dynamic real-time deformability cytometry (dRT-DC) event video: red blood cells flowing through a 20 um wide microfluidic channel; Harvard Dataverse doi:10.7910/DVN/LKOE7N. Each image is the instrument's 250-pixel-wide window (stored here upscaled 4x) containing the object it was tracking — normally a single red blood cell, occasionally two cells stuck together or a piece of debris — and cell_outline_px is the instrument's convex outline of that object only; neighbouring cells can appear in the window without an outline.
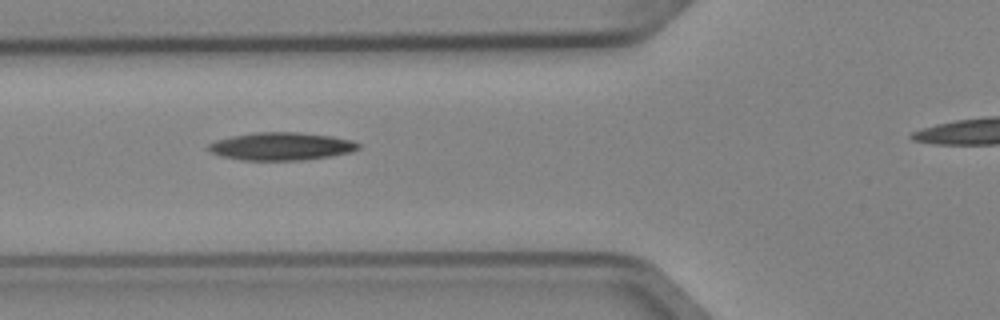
{"species": "Egyptian fruit bat (a non-hibernating species)", "species_latin": "Rousettus aegyptiacus", "temperature_condition": "cold", "stored_images_in_passage": 7, "camera_frame_rate_fps": 3000, "um_per_image_px": 0.085, "animal": {"sex": "female"}, "frame": {"image": 1, "passage_image": 4, "time_ms": 1.0, "image_size_px": [1000, 320], "cell_outline_px": [[360, 148], [348, 152], [332, 156], [304, 160], [240, 160], [220, 156], [212, 152], [208, 148], [208, 144], [216, 140], [232, 136], [256, 132], [300, 132], [332, 136], [352, 140], [360, 144]], "centroid_in_image_um": [23.91, 12.43], "position_along_channel_um": 101.9, "area_um2": 24.33}}
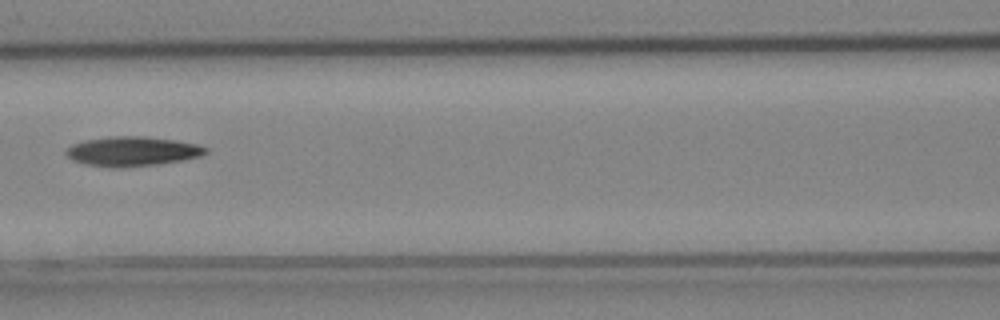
{"frame": {"image": 2, "passage_image": 5, "time_ms": 1.333, "image_size_px": [1000, 320], "cell_outline_px": [[208, 152], [200, 156], [180, 160], [156, 164], [124, 168], [108, 168], [84, 164], [72, 160], [64, 152], [72, 144], [84, 140], [112, 136], [144, 136], [176, 140], [196, 144], [208, 148]], "centroid_in_image_um": [11.21, 12.87], "position_along_channel_um": 155.4, "area_um2": 24.16}}